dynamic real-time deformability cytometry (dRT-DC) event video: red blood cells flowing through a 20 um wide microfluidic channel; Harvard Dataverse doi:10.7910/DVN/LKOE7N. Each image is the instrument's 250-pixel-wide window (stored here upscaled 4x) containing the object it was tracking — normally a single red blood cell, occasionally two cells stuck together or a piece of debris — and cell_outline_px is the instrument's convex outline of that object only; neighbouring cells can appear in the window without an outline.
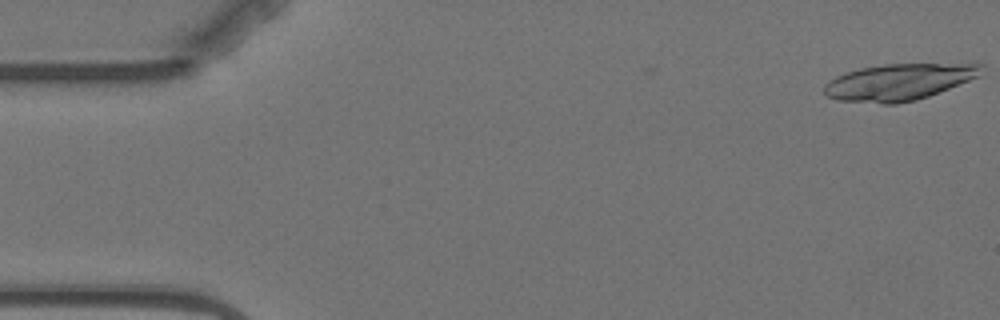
{"species": "Egyptian fruit bat (a non-hibernating species)", "species_latin": "Rousettus aegyptiacus", "temperature_condition": "warm", "stored_images_in_passage": 5, "camera_frame_rate_fps": 3000, "um_per_image_px": 0.085, "animal": {"sex": "female"}, "frame": {"image": 1, "passage_image": 1, "time_ms": 0.0, "image_size_px": [1000, 320], "cell_outline_px": [[984, 64], [980, 76], [928, 96], [916, 100], [896, 104], [884, 104], [836, 100], [828, 96], [824, 92], [824, 84], [828, 80], [836, 76], [860, 68], [884, 64]], "centroid_in_image_um": [76.37, 6.98], "position_along_channel_um": 8.6, "area_um2": 33.29}}